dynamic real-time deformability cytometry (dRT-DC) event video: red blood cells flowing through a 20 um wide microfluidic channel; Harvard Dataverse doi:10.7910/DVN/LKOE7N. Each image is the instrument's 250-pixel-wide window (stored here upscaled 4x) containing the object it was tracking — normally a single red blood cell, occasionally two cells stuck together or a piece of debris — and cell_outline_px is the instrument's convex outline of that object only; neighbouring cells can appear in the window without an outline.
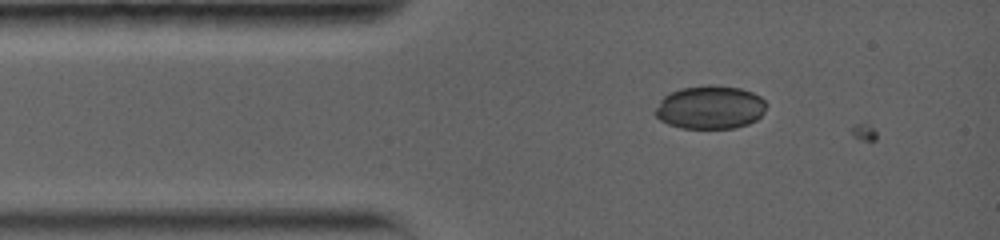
{"species": "common noctule bat (a hibernating species)", "species_latin": "Nyctalus noctula", "temperature_condition": "warm", "stored_images_in_passage": 3, "camera_frame_rate_fps": 5000, "um_per_image_px": 0.085, "animal": {"sex": "female", "body_mass_g": 19.0, "forearm_length_mm": 56.7}, "frame": {"image": 1, "passage_image": 2, "time_ms": 0.4, "image_size_px": [1000, 240], "cell_outline_px": [[768, 104], [764, 112], [756, 120], [748, 124], [732, 128], [680, 128], [668, 124], [660, 120], [652, 112], [660, 100], [664, 96], [680, 88], [708, 84], [716, 84], [740, 88], [752, 92], [760, 96]], "centroid_in_image_um": [60.35, 9.11], "position_along_channel_um": 24.6, "area_um2": 28.44}}